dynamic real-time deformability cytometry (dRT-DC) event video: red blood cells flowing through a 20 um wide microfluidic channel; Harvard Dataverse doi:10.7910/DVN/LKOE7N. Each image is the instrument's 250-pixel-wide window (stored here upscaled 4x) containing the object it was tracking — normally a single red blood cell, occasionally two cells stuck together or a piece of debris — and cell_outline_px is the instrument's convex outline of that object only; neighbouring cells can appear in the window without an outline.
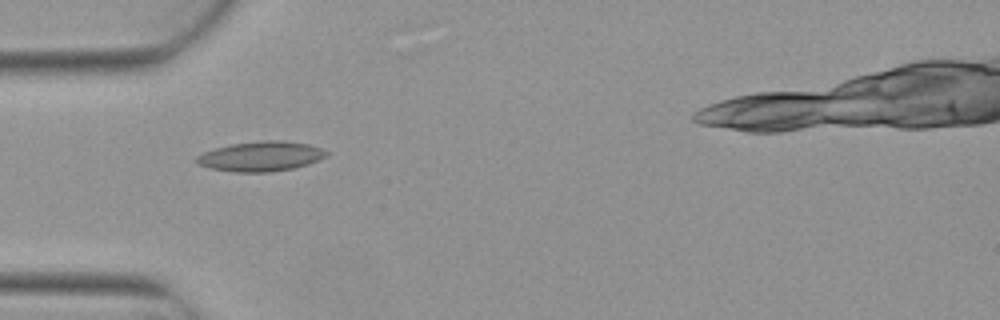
{"species": "Egyptian fruit bat (a non-hibernating species)", "species_latin": "Rousettus aegyptiacus", "temperature_condition": "warm", "stored_images_in_passage": 5, "camera_frame_rate_fps": 3000, "um_per_image_px": 0.085, "animal": {"sex": "female"}, "frame": {"image": 1, "passage_image": 1, "time_ms": 0.0, "image_size_px": [1000, 320], "cell_outline_px": [[328, 152], [320, 160], [308, 164], [292, 168], [268, 172], [232, 172], [212, 168], [196, 164], [196, 156], [204, 152], [216, 148], [232, 144], [260, 140], [284, 140], [308, 144], [320, 148]], "centroid_in_image_um": [22.16, 13.28], "position_along_channel_um": 62.8, "area_um2": 22.48}}
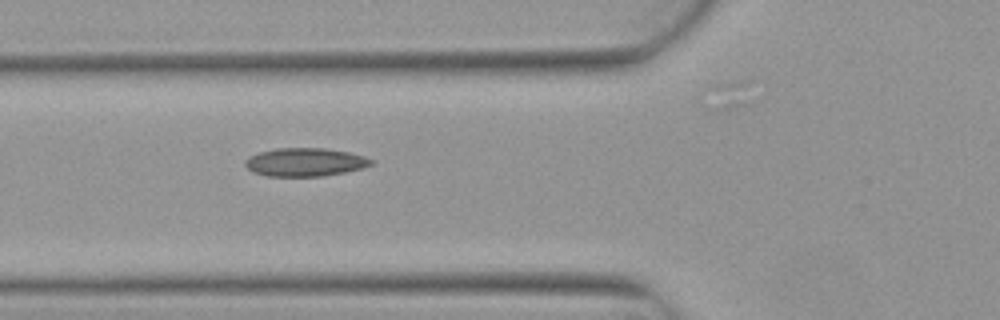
{"frame": {"image": 2, "passage_image": 2, "time_ms": 0.333, "image_size_px": [1000, 320], "cell_outline_px": [[376, 160], [372, 164], [364, 168], [344, 172], [320, 176], [268, 176], [252, 172], [244, 164], [244, 160], [248, 156], [256, 152], [276, 148], [324, 148], [348, 152], [364, 156]], "centroid_in_image_um": [25.91, 13.77], "position_along_channel_um": 99.9, "area_um2": 20.98}}